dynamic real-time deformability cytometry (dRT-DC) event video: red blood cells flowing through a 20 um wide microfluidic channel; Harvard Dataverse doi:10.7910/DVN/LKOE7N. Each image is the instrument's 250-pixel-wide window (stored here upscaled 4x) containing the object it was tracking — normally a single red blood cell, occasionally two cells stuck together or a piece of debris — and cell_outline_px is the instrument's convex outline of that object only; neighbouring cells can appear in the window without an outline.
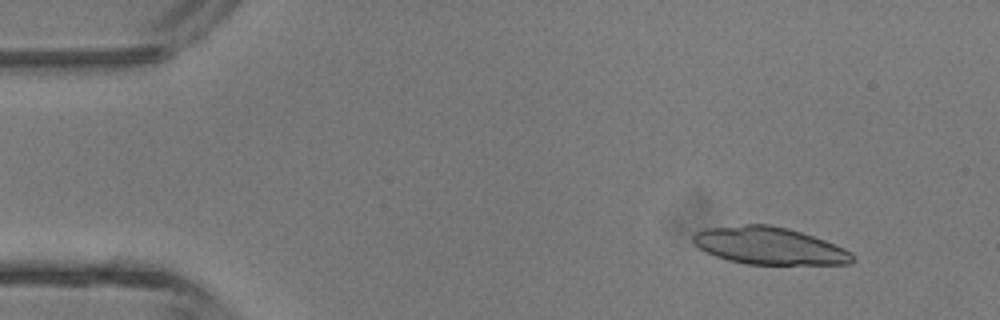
{"species": "common noctule bat (a hibernating species)", "species_latin": "Nyctalus noctula", "temperature_condition": "room temperature", "stored_images_in_passage": 4, "camera_frame_rate_fps": 3000, "um_per_image_px": 0.085, "animal": {"sex": "male", "body_mass_g": 13.3}, "frame": {"image": 1, "passage_image": 2, "time_ms": 1.333, "image_size_px": [1000, 320], "cell_outline_px": [[856, 260], [848, 264], [748, 264], [728, 260], [716, 256], [700, 248], [692, 240], [692, 236], [696, 232], [704, 228], [744, 224], [768, 224], [788, 228], [824, 240], [844, 248], [852, 252]], "centroid_in_image_um": [65.39, 20.89], "position_along_channel_um": 19.6, "area_um2": 34.51}}